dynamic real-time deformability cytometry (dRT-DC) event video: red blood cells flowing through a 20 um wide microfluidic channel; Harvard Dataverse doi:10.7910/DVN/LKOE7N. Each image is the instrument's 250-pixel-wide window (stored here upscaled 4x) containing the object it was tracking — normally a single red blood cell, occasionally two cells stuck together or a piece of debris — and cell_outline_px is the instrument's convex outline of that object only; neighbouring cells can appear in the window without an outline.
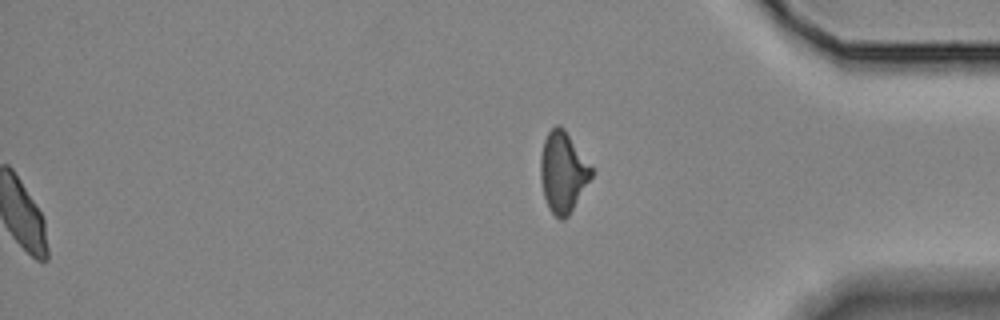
{"species": "Egyptian fruit bat (a non-hibernating species)", "species_latin": "Rousettus aegyptiacus", "temperature_condition": "room temperature", "stored_images_in_passage": 36, "segment_of_instrument_passage": [2, 2], "camera_frame_rate_fps": 3000, "um_per_image_px": 0.085, "animal": {"sex": "female"}, "frame": {"image": 1, "passage_image": 36, "time_ms": 11.667, "image_size_px": [1000, 320], "cell_outline_px": [[592, 176], [568, 216], [564, 220], [560, 220], [548, 208], [544, 196], [540, 180], [540, 156], [544, 140], [548, 132], [556, 124], [560, 124], [564, 128], [592, 168]], "centroid_in_image_um": [47.82, 14.62], "position_along_channel_um": 387.4, "area_um2": 23.7}}